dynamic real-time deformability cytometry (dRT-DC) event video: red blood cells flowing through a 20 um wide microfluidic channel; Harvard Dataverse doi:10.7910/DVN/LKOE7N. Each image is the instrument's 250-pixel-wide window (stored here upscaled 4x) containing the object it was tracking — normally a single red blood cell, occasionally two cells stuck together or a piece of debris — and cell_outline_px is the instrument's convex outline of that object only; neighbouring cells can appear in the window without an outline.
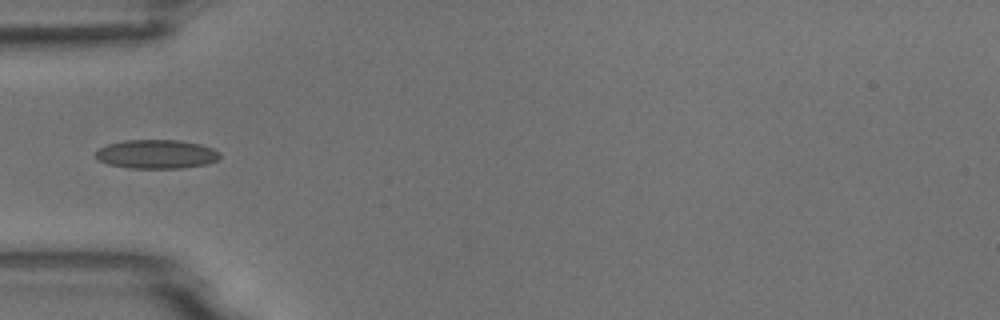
{"species": "common noctule bat (a hibernating species)", "species_latin": "Nyctalus noctula", "temperature_condition": "room temperature", "stored_images_in_passage": 5, "camera_frame_rate_fps": 3000, "um_per_image_px": 0.085, "animal": {"sex": "male", "body_mass_g": 18.8}, "frame": {"image": 1, "passage_image": 4, "time_ms": 3.667, "image_size_px": [1000, 320], "cell_outline_px": [[220, 156], [216, 160], [208, 164], [180, 168], [128, 168], [108, 164], [96, 160], [96, 152], [100, 148], [108, 144], [124, 140], [180, 140], [200, 144], [212, 148], [220, 152]], "centroid_in_image_um": [13.29, 13.1], "position_along_channel_um": 71.7, "area_um2": 20.98}}